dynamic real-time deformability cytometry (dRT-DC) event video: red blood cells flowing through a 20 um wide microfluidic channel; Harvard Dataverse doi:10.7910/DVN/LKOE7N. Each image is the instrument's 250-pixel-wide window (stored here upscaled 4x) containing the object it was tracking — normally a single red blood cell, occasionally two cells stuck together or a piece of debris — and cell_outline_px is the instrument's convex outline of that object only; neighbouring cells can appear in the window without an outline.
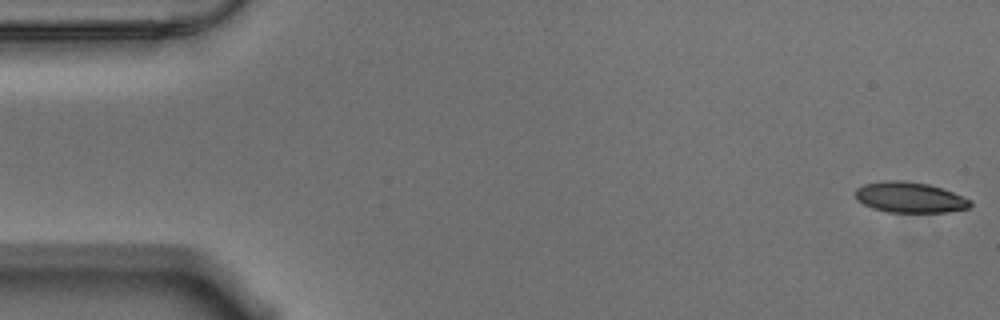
{"species": "Egyptian fruit bat (a non-hibernating species)", "species_latin": "Rousettus aegyptiacus", "temperature_condition": "warm", "stored_images_in_passage": 15, "camera_frame_rate_fps": 3000, "um_per_image_px": 0.085, "animal": {"sex": "male"}, "frame": {"image": 1, "passage_image": 1, "time_ms": 0.0, "image_size_px": [1000, 320], "cell_outline_px": [[972, 204], [968, 208], [948, 212], [888, 212], [872, 208], [856, 200], [856, 188], [864, 184], [884, 180], [904, 180], [928, 184], [944, 188], [972, 200]], "centroid_in_image_um": [77.34, 16.77], "position_along_channel_um": 7.7, "area_um2": 20.69}}